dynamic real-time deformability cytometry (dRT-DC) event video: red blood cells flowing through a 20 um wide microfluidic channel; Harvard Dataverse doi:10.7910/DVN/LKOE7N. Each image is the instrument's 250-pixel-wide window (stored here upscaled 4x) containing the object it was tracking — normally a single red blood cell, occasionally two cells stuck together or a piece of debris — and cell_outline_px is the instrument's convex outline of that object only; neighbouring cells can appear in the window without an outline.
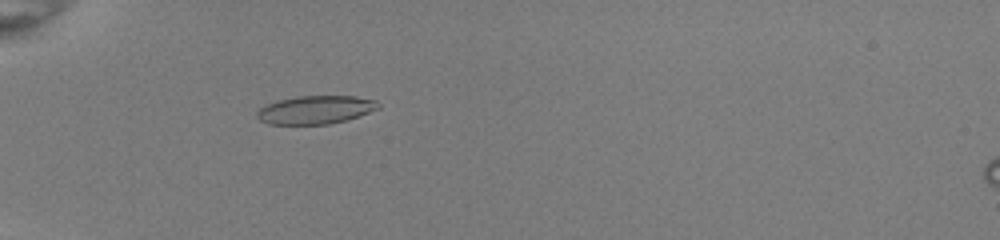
{"species": "common noctule bat (a hibernating species)", "species_latin": "Nyctalus noctula", "temperature_condition": "room temperature", "stored_images_in_passage": 48, "camera_frame_rate_fps": 3000, "um_per_image_px": 0.085, "animal": {"sex": "female", "body_mass_g": 22.0, "forearm_length_mm": 56.7}, "frame": {"image": 1, "passage_image": 14, "time_ms": 4.333, "image_size_px": [1000, 240], "cell_outline_px": [[380, 108], [344, 120], [328, 124], [268, 124], [260, 120], [256, 116], [256, 112], [260, 108], [276, 100], [296, 96], [356, 96], [376, 100], [380, 104]], "centroid_in_image_um": [26.79, 9.32], "position_along_channel_um": 58.2, "area_um2": 19.88}}
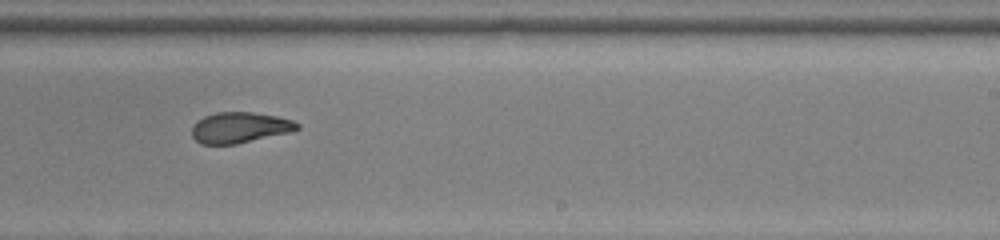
{"frame": {"image": 2, "passage_image": 31, "time_ms": 10.0, "image_size_px": [1000, 240], "cell_outline_px": [[300, 128], [292, 132], [236, 144], [200, 144], [192, 136], [192, 128], [196, 120], [204, 116], [216, 112], [252, 112], [276, 116], [292, 120], [300, 124]], "centroid_in_image_um": [20.38, 10.84], "position_along_channel_um": 268.6, "area_um2": 19.02}}
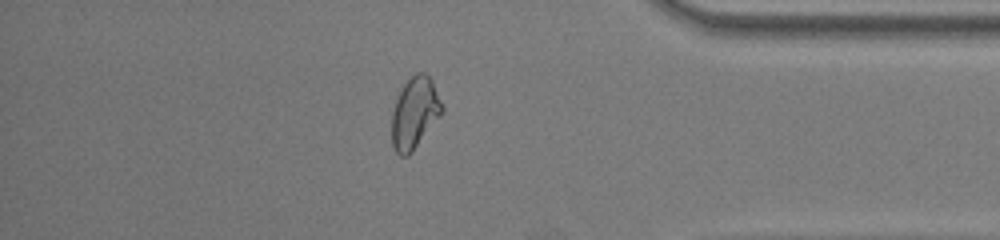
{"frame": {"image": 3, "passage_image": 42, "time_ms": 13.667, "image_size_px": [1000, 240], "cell_outline_px": [[444, 112], [412, 152], [408, 156], [400, 156], [396, 152], [392, 144], [392, 112], [396, 100], [404, 84], [416, 72], [424, 72], [432, 80], [444, 108]], "centroid_in_image_um": [35.26, 9.61], "position_along_channel_um": 399.9, "area_um2": 20.87}, "authors_computed_cell_mechanics": {"area_um2": 20.1722, "velocity_mm_per_s": 4.0131, "shape_relaxation_time_tau1_ms": 9.0498, "shape_relaxation_time_tau2_ms": 1.3774, "deformation_change_tau1": 0.2217, "deformation_change_tau2": 0.0765}}